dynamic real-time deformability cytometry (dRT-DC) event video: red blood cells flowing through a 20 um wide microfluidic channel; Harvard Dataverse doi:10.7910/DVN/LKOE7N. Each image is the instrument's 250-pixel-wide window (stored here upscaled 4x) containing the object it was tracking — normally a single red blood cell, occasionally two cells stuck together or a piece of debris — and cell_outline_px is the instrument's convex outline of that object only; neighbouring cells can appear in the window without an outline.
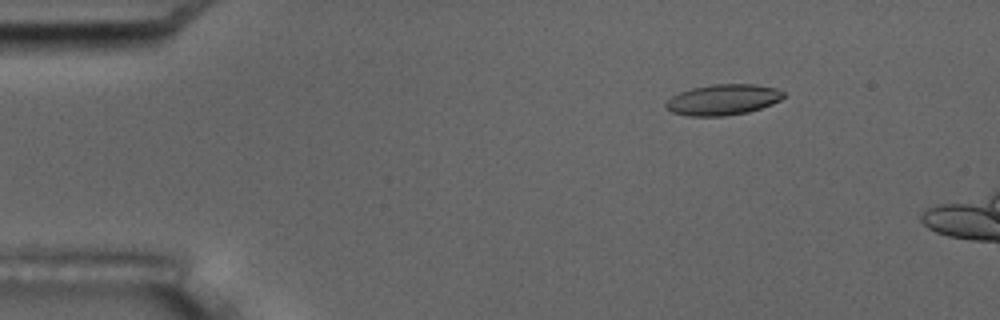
{"species": "common noctule bat (a hibernating species)", "species_latin": "Nyctalus noctula", "temperature_condition": "room temperature", "stored_images_in_passage": 6, "camera_frame_rate_fps": 3000, "um_per_image_px": 0.085, "animal": {"sex": "male", "body_mass_g": 17.5, "forearm_length_mm": 52.3}, "frame": {"image": 1, "passage_image": 3, "time_ms": 2.333, "image_size_px": [1000, 320], "cell_outline_px": [[784, 96], [780, 100], [772, 104], [748, 112], [724, 116], [688, 116], [672, 112], [664, 108], [664, 104], [672, 96], [680, 92], [692, 88], [712, 84], [756, 84], [776, 88], [784, 92]], "centroid_in_image_um": [61.44, 8.47], "position_along_channel_um": 23.6, "area_um2": 21.15}}